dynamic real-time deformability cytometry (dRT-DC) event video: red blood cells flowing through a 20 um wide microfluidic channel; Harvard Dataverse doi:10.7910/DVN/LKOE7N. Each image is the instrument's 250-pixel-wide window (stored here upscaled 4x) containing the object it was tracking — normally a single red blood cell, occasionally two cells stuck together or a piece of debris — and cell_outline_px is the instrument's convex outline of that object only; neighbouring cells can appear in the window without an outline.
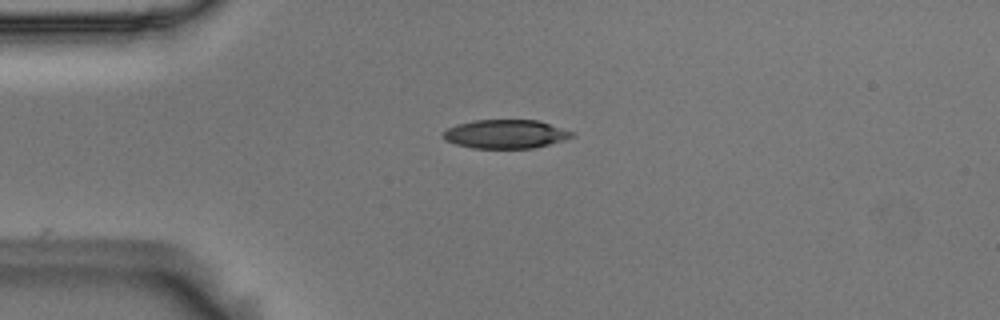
{"species": "Egyptian fruit bat (a non-hibernating species)", "species_latin": "Rousettus aegyptiacus", "temperature_condition": "room temperature", "stored_images_in_passage": 7, "camera_frame_rate_fps": 3000, "um_per_image_px": 0.085, "animal": {"sex": "male"}, "frame": {"image": 1, "passage_image": 1, "time_ms": 0.0, "image_size_px": [1000, 320], "cell_outline_px": [[576, 132], [572, 136], [564, 140], [532, 148], [472, 148], [456, 144], [444, 140], [444, 132], [448, 128], [456, 124], [476, 120], [540, 120]], "centroid_in_image_um": [43.0, 11.38], "position_along_channel_um": 42.0, "area_um2": 21.56}}
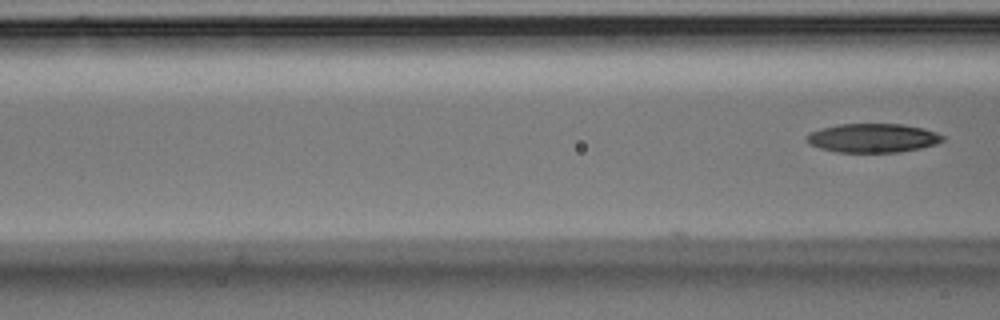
{"frame": {"image": 2, "passage_image": 7, "time_ms": 2.0, "image_size_px": [1000, 320], "cell_outline_px": [[944, 140], [936, 144], [920, 148], [900, 152], [836, 152], [820, 148], [808, 144], [804, 140], [804, 136], [820, 128], [840, 124], [900, 124], [924, 128], [936, 132], [944, 136]], "centroid_in_image_um": [74.16, 11.73], "position_along_channel_um": 92.4, "area_um2": 23.06}}